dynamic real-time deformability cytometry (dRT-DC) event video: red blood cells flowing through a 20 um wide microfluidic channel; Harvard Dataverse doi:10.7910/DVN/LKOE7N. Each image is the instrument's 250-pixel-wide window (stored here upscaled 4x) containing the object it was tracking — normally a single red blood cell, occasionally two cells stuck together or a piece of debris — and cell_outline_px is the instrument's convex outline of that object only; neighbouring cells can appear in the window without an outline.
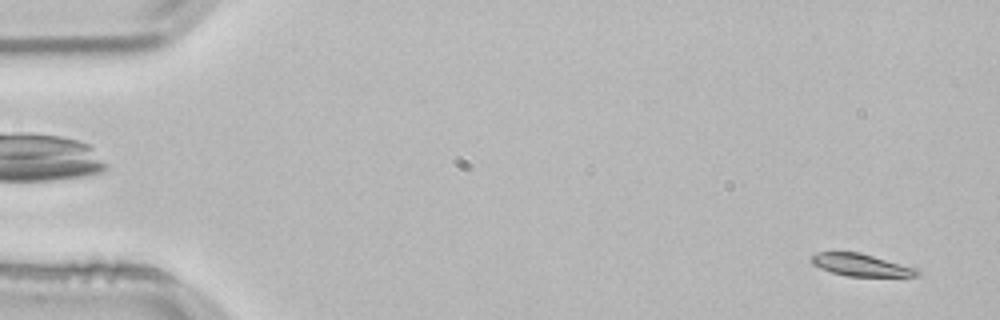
{"species": "common noctule bat (a hibernating species)", "species_latin": "Nyctalus noctula", "temperature_condition": "room temperature", "stored_images_in_passage": 15, "camera_frame_rate_fps": 3000, "um_per_image_px": 0.085, "animal": {"sex": "male", "body_mass_g": 21.5, "forearm_length_mm": 52.0}, "frame": {"image": 1, "passage_image": 2, "time_ms": 0.333, "image_size_px": [1000, 320], "cell_outline_px": [[920, 272], [916, 276], [848, 276], [832, 272], [820, 268], [812, 264], [808, 260], [816, 252], [860, 252], [912, 268]], "centroid_in_image_um": [73.05, 22.51], "position_along_channel_um": 11.9, "area_um2": 13.35}}
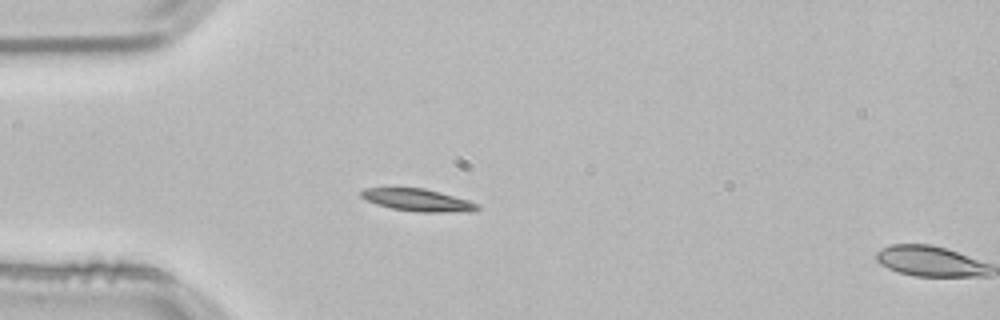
{"frame": {"image": 2, "passage_image": 14, "time_ms": 4.333, "image_size_px": [1000, 320], "cell_outline_px": [[480, 208], [472, 212], [416, 212], [392, 208], [376, 204], [360, 196], [360, 192], [364, 188], [424, 188], [440, 192], [468, 200], [480, 204]], "centroid_in_image_um": [35.56, 17.01], "position_along_channel_um": 49.4, "area_um2": 15.14}}